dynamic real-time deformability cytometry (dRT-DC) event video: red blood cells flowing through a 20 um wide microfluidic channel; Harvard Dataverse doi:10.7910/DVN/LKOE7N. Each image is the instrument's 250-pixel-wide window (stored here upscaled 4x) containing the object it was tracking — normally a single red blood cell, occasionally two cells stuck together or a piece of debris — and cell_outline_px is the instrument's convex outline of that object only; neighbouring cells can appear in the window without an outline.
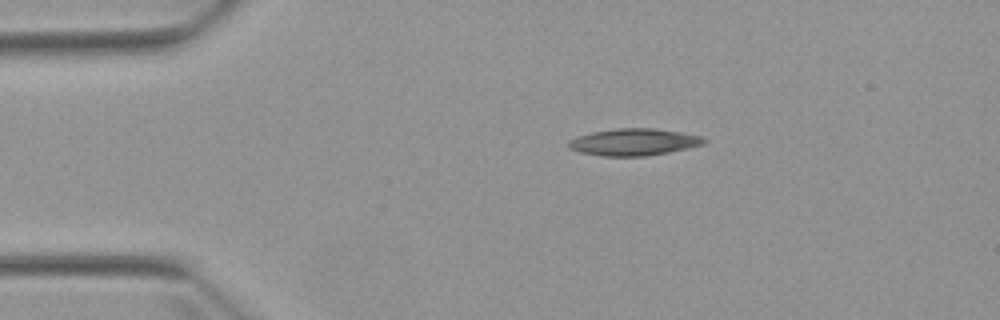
{"species": "Egyptian fruit bat (a non-hibernating species)", "species_latin": "Rousettus aegyptiacus", "temperature_condition": "warm", "stored_images_in_passage": 2, "camera_frame_rate_fps": 3000, "um_per_image_px": 0.085, "animal": {"sex": "female"}, "frame": {"image": 1, "passage_image": 1, "time_ms": 0.0, "image_size_px": [1000, 320], "cell_outline_px": [[708, 140], [704, 144], [688, 148], [668, 152], [644, 156], [600, 156], [580, 152], [568, 148], [568, 140], [576, 136], [592, 132], [616, 128], [652, 128], [680, 132], [700, 136]], "centroid_in_image_um": [53.84, 12.07], "position_along_channel_um": 31.2, "area_um2": 21.27}}